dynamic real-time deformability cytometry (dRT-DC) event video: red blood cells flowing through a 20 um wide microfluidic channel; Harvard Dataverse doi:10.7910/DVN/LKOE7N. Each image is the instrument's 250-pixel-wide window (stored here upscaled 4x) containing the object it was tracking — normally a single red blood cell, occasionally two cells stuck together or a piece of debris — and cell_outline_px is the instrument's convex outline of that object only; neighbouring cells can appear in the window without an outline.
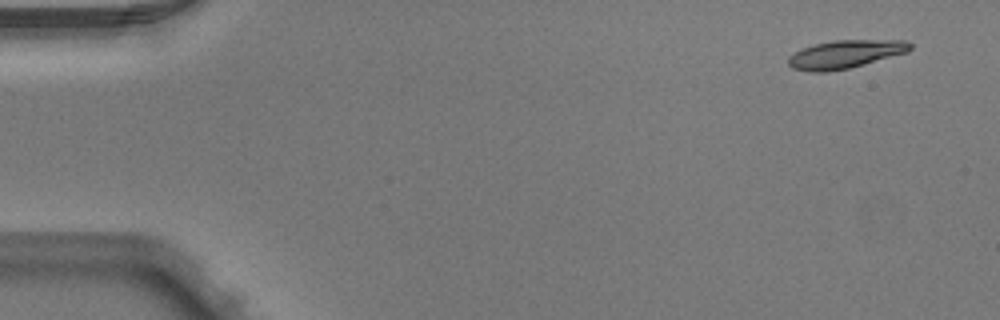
{"species": "Egyptian fruit bat (a non-hibernating species)", "species_latin": "Rousettus aegyptiacus", "temperature_condition": "warm", "stored_images_in_passage": 3, "camera_frame_rate_fps": 3000, "um_per_image_px": 0.085, "animal": {"sex": "male"}, "frame": {"image": 1, "passage_image": 1, "time_ms": 0.0, "image_size_px": [1000, 320], "cell_outline_px": [[912, 48], [908, 52], [864, 64], [848, 68], [828, 72], [808, 72], [792, 68], [788, 64], [788, 56], [804, 48], [816, 44], [832, 40], [904, 40], [912, 44]], "centroid_in_image_um": [71.85, 4.61], "position_along_channel_um": 13.2, "area_um2": 19.94}}
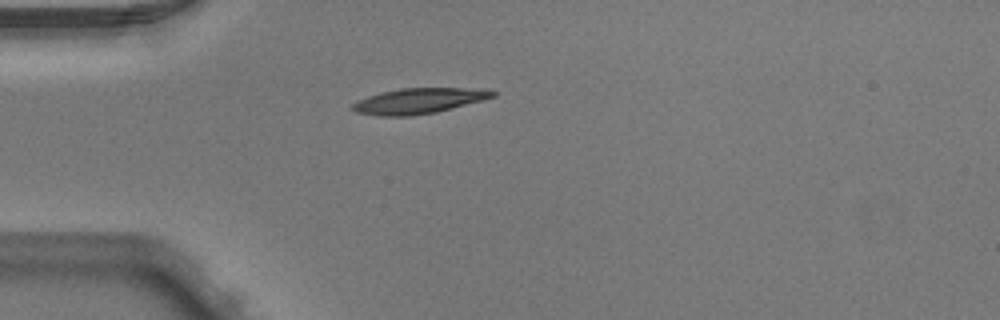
{"frame": {"image": 2, "passage_image": 3, "time_ms": 0.667, "image_size_px": [1000, 320], "cell_outline_px": [[496, 96], [484, 100], [436, 112], [412, 116], [376, 116], [356, 112], [352, 108], [352, 104], [368, 96], [400, 88], [460, 88], [496, 92]], "centroid_in_image_um": [35.56, 8.59], "position_along_channel_um": 49.4, "area_um2": 20.46}}